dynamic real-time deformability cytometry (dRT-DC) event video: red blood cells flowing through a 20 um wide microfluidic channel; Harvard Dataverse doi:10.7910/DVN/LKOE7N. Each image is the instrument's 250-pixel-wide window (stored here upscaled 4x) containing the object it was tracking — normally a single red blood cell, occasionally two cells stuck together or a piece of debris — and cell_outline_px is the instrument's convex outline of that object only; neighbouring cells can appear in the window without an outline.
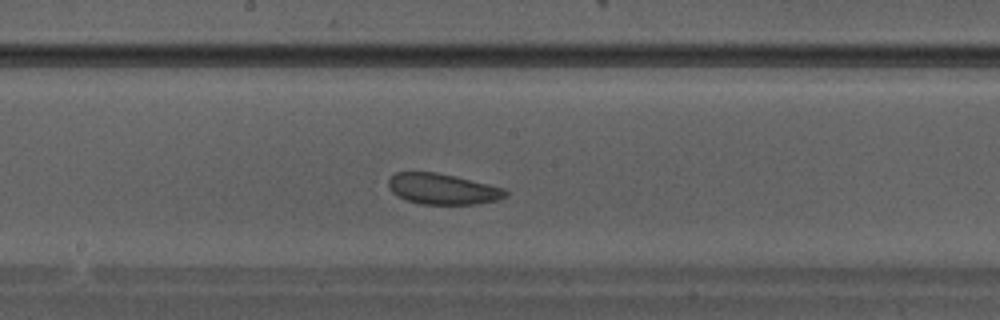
{"species": "Egyptian fruit bat (a non-hibernating species)", "species_latin": "Rousettus aegyptiacus", "temperature_condition": "warm", "stored_images_in_passage": 27, "camera_frame_rate_fps": 3000, "um_per_image_px": 0.085, "animal": {"sex": "male"}, "frame": {"image": 1, "passage_image": 12, "time_ms": 3.667, "image_size_px": [1000, 320], "cell_outline_px": [[508, 196], [496, 200], [476, 204], [420, 204], [408, 200], [392, 192], [388, 184], [388, 180], [396, 172], [436, 172], [456, 176], [504, 188], [508, 192]], "centroid_in_image_um": [37.65, 16.06], "position_along_channel_um": 210.6, "area_um2": 20.87}}